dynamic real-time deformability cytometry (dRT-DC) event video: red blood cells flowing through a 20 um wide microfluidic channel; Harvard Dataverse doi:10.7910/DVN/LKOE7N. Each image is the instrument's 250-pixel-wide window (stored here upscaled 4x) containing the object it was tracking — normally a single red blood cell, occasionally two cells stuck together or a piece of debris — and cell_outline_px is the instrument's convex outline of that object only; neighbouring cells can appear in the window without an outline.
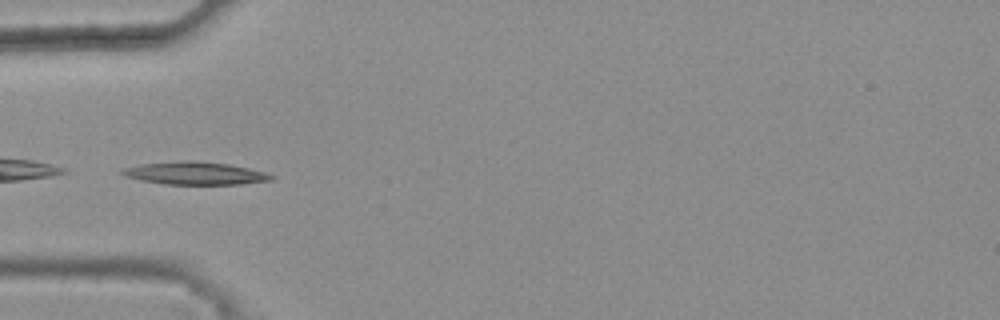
{"species": "common noctule bat (a hibernating species)", "species_latin": "Nyctalus noctula", "temperature_condition": "warm", "stored_images_in_passage": 26, "camera_frame_rate_fps": 3000, "um_per_image_px": 0.085, "animal": {"sex": "female", "body_mass_g": 25.1}, "frame": {"image": 1, "passage_image": 1, "time_ms": 0.0, "image_size_px": [1000, 320], "cell_outline_px": [[276, 176], [272, 180], [240, 184], [164, 184], [140, 180], [128, 176], [120, 172], [124, 168], [140, 164], [188, 160], [192, 160], [228, 164], [248, 168], [264, 172]], "centroid_in_image_um": [16.61, 14.72], "position_along_channel_um": 68.4, "area_um2": 19.54}}
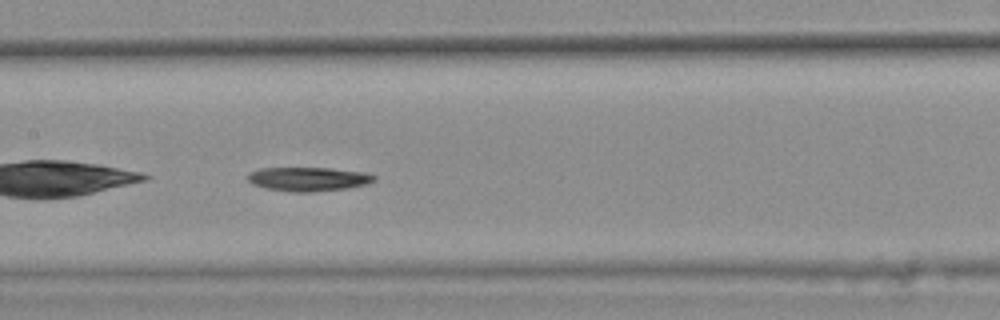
{"frame": {"image": 2, "passage_image": 10, "time_ms": 3.0, "image_size_px": [1000, 320], "cell_outline_px": [[376, 180], [368, 184], [344, 188], [312, 192], [292, 192], [264, 188], [252, 184], [248, 180], [248, 172], [260, 168], [328, 168], [364, 172], [376, 176]], "centroid_in_image_um": [26.18, 15.22], "position_along_channel_um": 181.2, "area_um2": 17.69}}
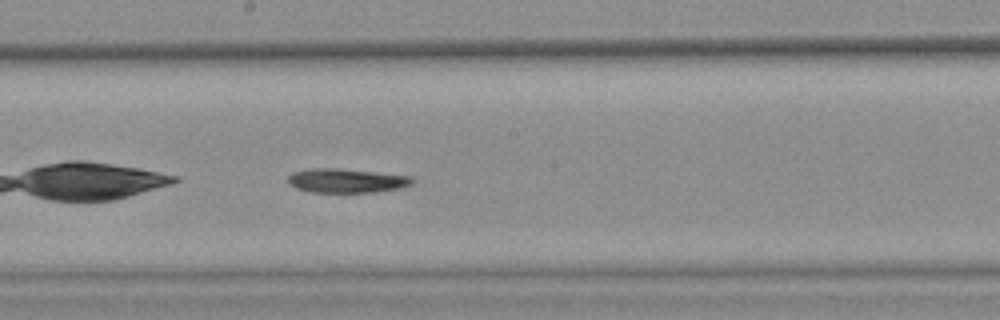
{"frame": {"image": 3, "passage_image": 13, "time_ms": 4.0, "image_size_px": [1000, 320], "cell_outline_px": [[412, 184], [400, 188], [372, 192], [308, 192], [296, 188], [288, 184], [288, 176], [292, 172], [308, 168], [336, 168], [412, 176]], "centroid_in_image_um": [29.39, 15.35], "position_along_channel_um": 218.8, "area_um2": 17.46}}